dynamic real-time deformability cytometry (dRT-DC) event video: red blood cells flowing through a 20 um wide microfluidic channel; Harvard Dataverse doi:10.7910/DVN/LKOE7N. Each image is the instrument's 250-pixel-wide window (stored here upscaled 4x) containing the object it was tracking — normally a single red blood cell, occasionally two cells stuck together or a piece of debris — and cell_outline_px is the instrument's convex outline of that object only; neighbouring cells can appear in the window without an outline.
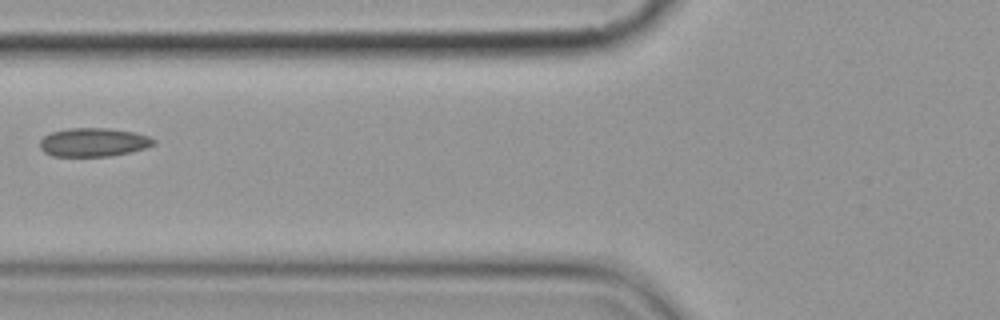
{"species": "common noctule bat (a hibernating species)", "species_latin": "Nyctalus noctula", "temperature_condition": "cold", "stored_images_in_passage": 9, "camera_frame_rate_fps": 3000, "um_per_image_px": 0.085, "animal": {"sex": "female", "body_mass_g": 19.9}, "frame": {"image": 1, "passage_image": 6, "time_ms": 7.0, "image_size_px": [1000, 320], "cell_outline_px": [[156, 144], [148, 148], [108, 156], [52, 156], [44, 152], [40, 148], [40, 140], [44, 136], [52, 132], [68, 128], [108, 128], [132, 132], [148, 136], [156, 140]], "centroid_in_image_um": [7.95, 12.09], "position_along_channel_um": 117.9, "area_um2": 18.96}}
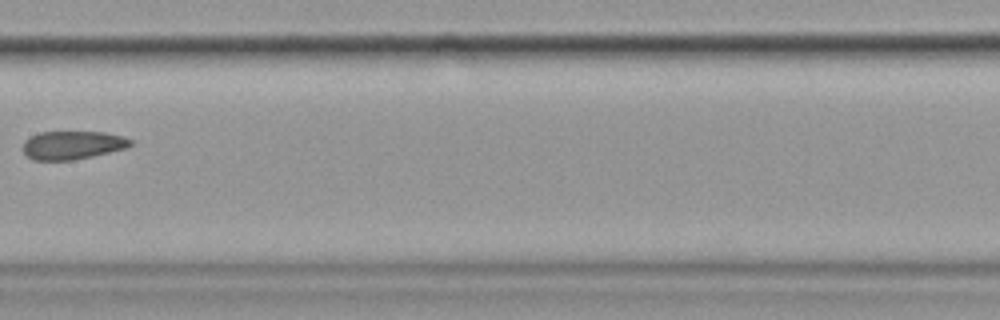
{"frame": {"image": 2, "passage_image": 8, "time_ms": 9.333, "image_size_px": [1000, 320], "cell_outline_px": [[132, 144], [128, 148], [92, 156], [72, 160], [32, 160], [24, 152], [24, 140], [40, 132], [104, 132], [124, 136], [132, 140]], "centroid_in_image_um": [6.2, 12.33], "position_along_channel_um": 201.2, "area_um2": 17.74}}
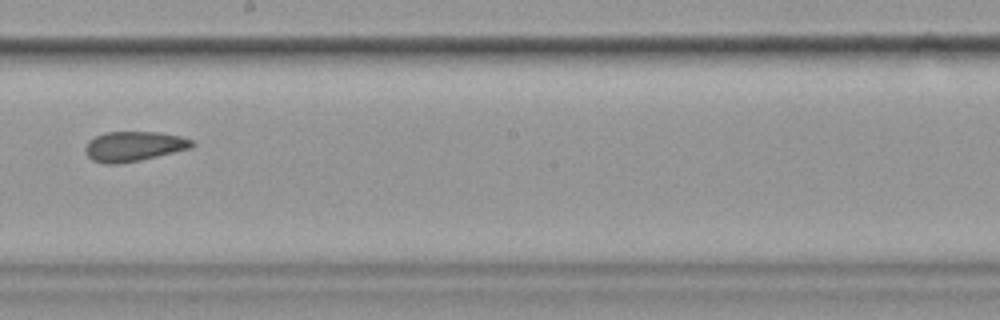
{"frame": {"image": 3, "passage_image": 9, "time_ms": 10.333, "image_size_px": [1000, 320], "cell_outline_px": [[196, 144], [192, 148], [140, 160], [120, 164], [104, 164], [92, 160], [88, 156], [84, 148], [88, 140], [104, 132], [160, 132], [180, 136], [192, 140]], "centroid_in_image_um": [11.37, 12.44], "position_along_channel_um": 236.8, "area_um2": 18.73}}